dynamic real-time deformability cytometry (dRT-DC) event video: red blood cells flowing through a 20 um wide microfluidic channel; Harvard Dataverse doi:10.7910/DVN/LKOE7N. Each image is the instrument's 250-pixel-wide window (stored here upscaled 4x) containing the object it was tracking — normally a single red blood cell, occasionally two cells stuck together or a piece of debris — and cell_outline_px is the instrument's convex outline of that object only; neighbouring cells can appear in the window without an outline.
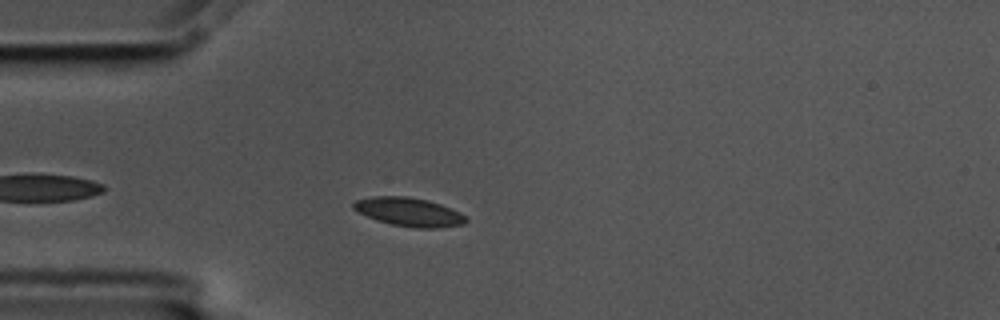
{"species": "common noctule bat (a hibernating species)", "species_latin": "Nyctalus noctula", "temperature_condition": "cold", "stored_images_in_passage": 46, "camera_frame_rate_fps": 3000, "um_per_image_px": 0.085, "animal": {"sex": "male", "body_mass_g": 17.5, "forearm_length_mm": 52.3}, "frame": {"image": 1, "passage_image": 5, "time_ms": 1.333, "image_size_px": [1000, 320], "cell_outline_px": [[468, 220], [464, 224], [440, 228], [416, 228], [392, 224], [376, 220], [352, 208], [352, 204], [356, 200], [372, 196], [408, 196], [440, 204], [452, 208], [460, 212]], "centroid_in_image_um": [34.78, 18.02], "position_along_channel_um": 50.2, "area_um2": 18.67}}
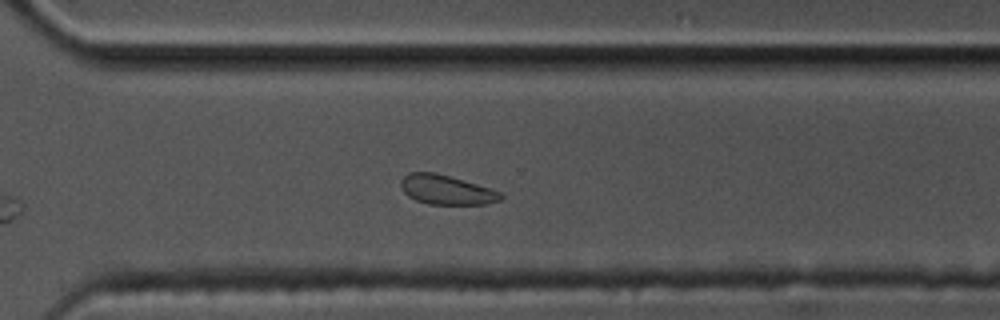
{"frame": {"image": 2, "passage_image": 30, "time_ms": 9.667, "image_size_px": [1000, 320], "cell_outline_px": [[504, 196], [500, 200], [488, 204], [428, 204], [416, 200], [408, 196], [404, 192], [400, 184], [400, 180], [408, 172], [436, 172], [476, 184], [500, 192]], "centroid_in_image_um": [37.91, 16.13], "position_along_channel_um": 332.7, "area_um2": 17.05}}
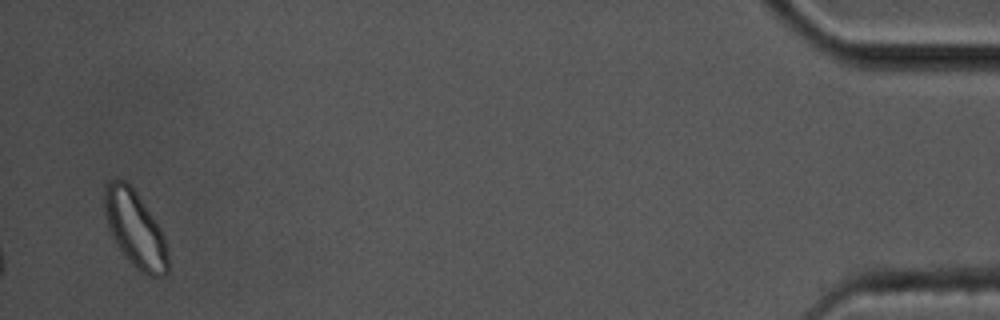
{"frame": {"image": 3, "passage_image": 45, "time_ms": 14.667, "image_size_px": [1000, 320], "cell_outline_px": [[168, 272], [164, 276], [148, 276], [140, 272], [132, 264], [116, 244], [108, 228], [104, 208], [104, 188], [108, 180], [124, 180], [136, 192], [156, 220], [164, 236], [168, 252]], "centroid_in_image_um": [11.49, 19.48], "position_along_channel_um": 423.7, "area_um2": 28.21}, "authors_computed_cell_mechanics": {"area_um2": 18.3226, "velocity_mm_per_s": 3.5249, "shape_relaxation_time_tau1_ms": null, "shape_relaxation_time_tau2_ms": 5.141, "deformation_change_tau1": null, "deformation_change_tau2": 0.0838}}